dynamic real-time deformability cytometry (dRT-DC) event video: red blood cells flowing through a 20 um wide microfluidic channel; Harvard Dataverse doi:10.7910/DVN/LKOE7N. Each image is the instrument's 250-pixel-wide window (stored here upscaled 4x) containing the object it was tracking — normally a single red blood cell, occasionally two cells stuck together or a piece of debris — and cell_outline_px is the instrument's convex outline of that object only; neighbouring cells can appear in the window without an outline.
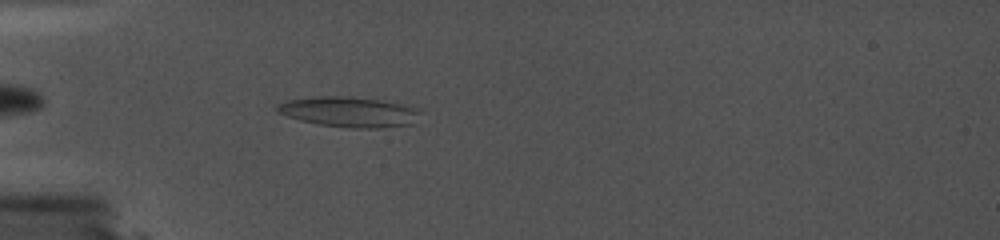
{"species": "common noctule bat (a hibernating species)", "species_latin": "Nyctalus noctula", "temperature_condition": "cold", "stored_images_in_passage": 50, "camera_frame_rate_fps": 5000, "um_per_image_px": 0.085, "animal": {"sex": "female", "body_mass_g": 19.0, "forearm_length_mm": 56.7}, "frame": {"image": 1, "passage_image": 10, "time_ms": 1.8, "image_size_px": [1000, 240], "cell_outline_px": [[424, 108], [412, 124], [368, 128], [356, 128], [320, 124], [300, 120], [276, 112], [276, 104], [288, 100], [312, 96], [352, 96], [380, 100]], "centroid_in_image_um": [29.68, 9.48], "position_along_channel_um": 55.3, "area_um2": 25.26}}
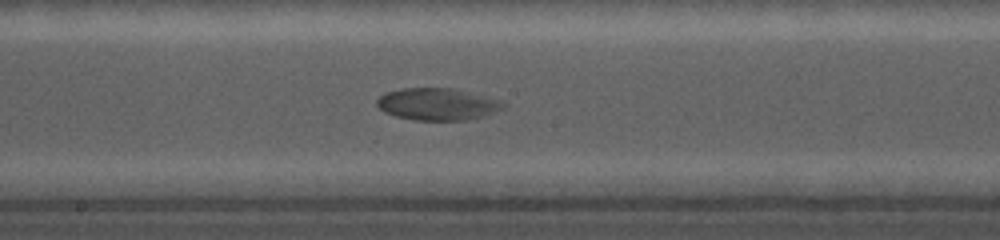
{"frame": {"image": 2, "passage_image": 34, "time_ms": 6.6, "image_size_px": [1000, 240], "cell_outline_px": [[508, 104], [504, 108], [484, 116], [464, 120], [416, 120], [396, 116], [384, 112], [376, 104], [376, 100], [384, 92], [400, 88], [456, 88], [504, 100]], "centroid_in_image_um": [37.23, 8.83], "position_along_channel_um": 211.0, "area_um2": 23.99}}
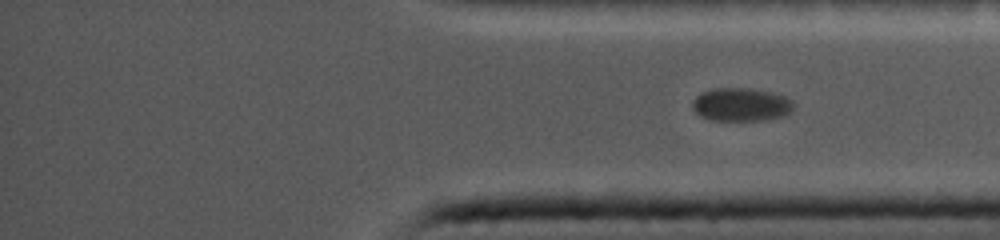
{"frame": {"image": 3, "passage_image": 50, "time_ms": 9.8, "image_size_px": [1000, 240], "cell_outline_px": [[796, 104], [784, 116], [764, 120], [712, 120], [700, 116], [692, 108], [692, 100], [700, 92], [712, 88], [748, 88], [772, 92], [784, 96], [792, 100]], "centroid_in_image_um": [62.97, 8.88], "position_along_channel_um": 372.2, "area_um2": 19.77}}